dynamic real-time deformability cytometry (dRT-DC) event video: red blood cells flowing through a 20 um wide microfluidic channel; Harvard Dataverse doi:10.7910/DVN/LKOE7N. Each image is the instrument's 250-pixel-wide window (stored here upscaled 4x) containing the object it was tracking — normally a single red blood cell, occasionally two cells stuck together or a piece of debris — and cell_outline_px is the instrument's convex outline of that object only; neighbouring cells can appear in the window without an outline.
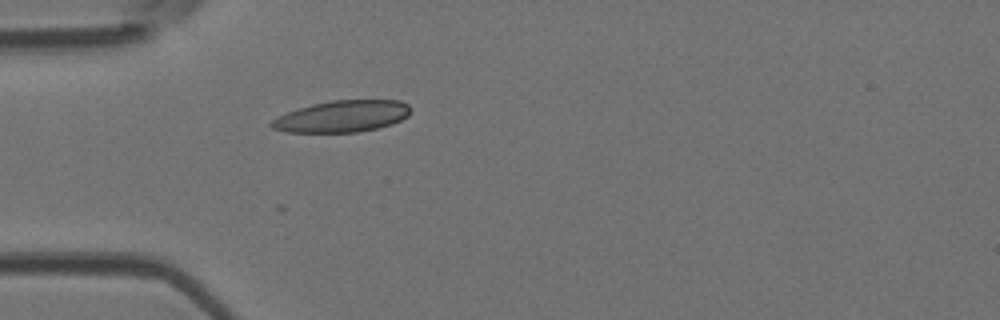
{"species": "Egyptian fruit bat (a non-hibernating species)", "species_latin": "Rousettus aegyptiacus", "temperature_condition": "room temperature", "stored_images_in_passage": 5, "camera_frame_rate_fps": 3000, "um_per_image_px": 0.085, "animal": {"sex": "female"}, "frame": {"image": 1, "passage_image": 5, "time_ms": 1.333, "image_size_px": [1000, 320], "cell_outline_px": [[408, 116], [392, 124], [376, 128], [356, 132], [288, 132], [272, 128], [268, 124], [272, 120], [288, 112], [312, 104], [332, 100], [400, 100], [408, 104]], "centroid_in_image_um": [29.07, 9.88], "position_along_channel_um": 55.9, "area_um2": 25.32}}